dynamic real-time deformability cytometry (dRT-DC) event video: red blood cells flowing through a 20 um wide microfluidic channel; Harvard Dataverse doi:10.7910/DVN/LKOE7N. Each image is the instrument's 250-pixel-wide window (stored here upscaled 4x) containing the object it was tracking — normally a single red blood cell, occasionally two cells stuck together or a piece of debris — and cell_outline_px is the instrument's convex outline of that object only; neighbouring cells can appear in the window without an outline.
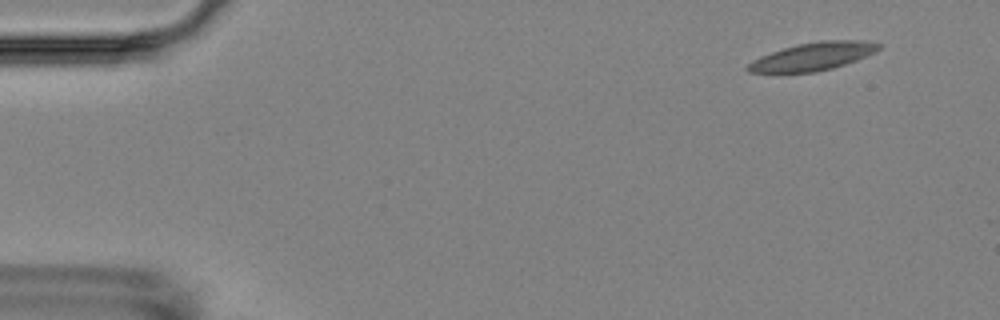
{"species": "Egyptian fruit bat (a non-hibernating species)", "species_latin": "Rousettus aegyptiacus", "temperature_condition": "room temperature", "stored_images_in_passage": 6, "camera_frame_rate_fps": 3000, "um_per_image_px": 0.085, "animal": {"sex": "female"}, "frame": {"image": 1, "passage_image": 1, "time_ms": 0.0, "image_size_px": [1000, 320], "cell_outline_px": [[880, 48], [876, 52], [856, 60], [832, 68], [816, 72], [748, 72], [744, 68], [752, 60], [760, 56], [796, 44], [820, 40], [860, 40], [880, 44]], "centroid_in_image_um": [69.08, 4.79], "position_along_channel_um": 15.9, "area_um2": 21.15}}